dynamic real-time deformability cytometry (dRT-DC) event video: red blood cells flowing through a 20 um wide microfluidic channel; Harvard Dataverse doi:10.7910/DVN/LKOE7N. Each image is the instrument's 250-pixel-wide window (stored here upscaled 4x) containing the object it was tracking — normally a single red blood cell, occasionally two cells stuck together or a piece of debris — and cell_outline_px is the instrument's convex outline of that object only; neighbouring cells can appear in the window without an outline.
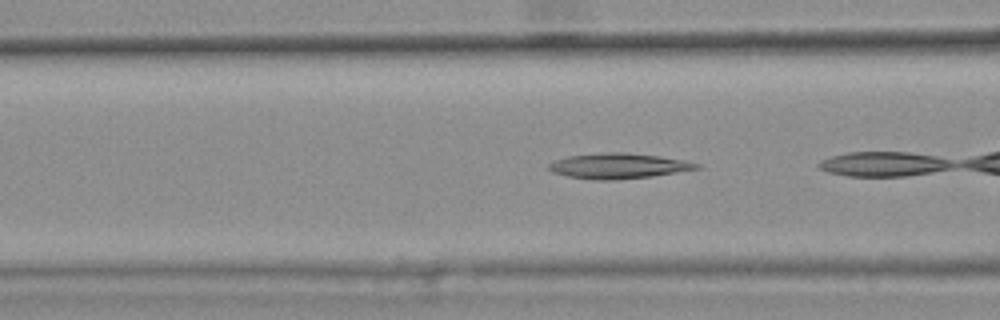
{"species": "common noctule bat (a hibernating species)", "species_latin": "Nyctalus noctula", "temperature_condition": "warm", "stored_images_in_passage": 7, "camera_frame_rate_fps": 3000, "um_per_image_px": 0.085, "animal": {"sex": "female", "body_mass_g": 25.1}, "frame": {"image": 1, "passage_image": 4, "time_ms": 1.0, "image_size_px": [1000, 320], "cell_outline_px": [[700, 168], [652, 176], [612, 180], [596, 180], [568, 176], [552, 172], [548, 168], [548, 164], [556, 160], [568, 156], [604, 152], [624, 152], [660, 156], [700, 164]], "centroid_in_image_um": [52.52, 14.1], "position_along_channel_um": 114.1, "area_um2": 21.56}}